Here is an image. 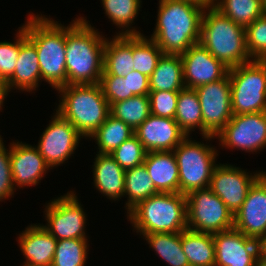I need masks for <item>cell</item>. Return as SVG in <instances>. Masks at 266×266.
<instances>
[{
    "label": "cell",
    "instance_id": "1",
    "mask_svg": "<svg viewBox=\"0 0 266 266\" xmlns=\"http://www.w3.org/2000/svg\"><path fill=\"white\" fill-rule=\"evenodd\" d=\"M105 36L78 17L66 27L67 85L97 84L103 73Z\"/></svg>",
    "mask_w": 266,
    "mask_h": 266
},
{
    "label": "cell",
    "instance_id": "2",
    "mask_svg": "<svg viewBox=\"0 0 266 266\" xmlns=\"http://www.w3.org/2000/svg\"><path fill=\"white\" fill-rule=\"evenodd\" d=\"M205 9L183 0H159L152 39L164 54L181 55L199 43Z\"/></svg>",
    "mask_w": 266,
    "mask_h": 266
},
{
    "label": "cell",
    "instance_id": "3",
    "mask_svg": "<svg viewBox=\"0 0 266 266\" xmlns=\"http://www.w3.org/2000/svg\"><path fill=\"white\" fill-rule=\"evenodd\" d=\"M26 24L27 38L35 45L39 58L41 82L55 90L67 85L66 26L45 15L29 13Z\"/></svg>",
    "mask_w": 266,
    "mask_h": 266
},
{
    "label": "cell",
    "instance_id": "4",
    "mask_svg": "<svg viewBox=\"0 0 266 266\" xmlns=\"http://www.w3.org/2000/svg\"><path fill=\"white\" fill-rule=\"evenodd\" d=\"M61 95L57 112L77 132L89 138L107 119L110 105L97 84H70L57 89Z\"/></svg>",
    "mask_w": 266,
    "mask_h": 266
},
{
    "label": "cell",
    "instance_id": "5",
    "mask_svg": "<svg viewBox=\"0 0 266 266\" xmlns=\"http://www.w3.org/2000/svg\"><path fill=\"white\" fill-rule=\"evenodd\" d=\"M127 217L140 235L180 233L187 229L186 195L159 192L139 202Z\"/></svg>",
    "mask_w": 266,
    "mask_h": 266
},
{
    "label": "cell",
    "instance_id": "6",
    "mask_svg": "<svg viewBox=\"0 0 266 266\" xmlns=\"http://www.w3.org/2000/svg\"><path fill=\"white\" fill-rule=\"evenodd\" d=\"M199 43L228 68L252 61L246 47L245 27L214 7L203 12Z\"/></svg>",
    "mask_w": 266,
    "mask_h": 266
},
{
    "label": "cell",
    "instance_id": "7",
    "mask_svg": "<svg viewBox=\"0 0 266 266\" xmlns=\"http://www.w3.org/2000/svg\"><path fill=\"white\" fill-rule=\"evenodd\" d=\"M233 115L266 111V60L229 68Z\"/></svg>",
    "mask_w": 266,
    "mask_h": 266
},
{
    "label": "cell",
    "instance_id": "8",
    "mask_svg": "<svg viewBox=\"0 0 266 266\" xmlns=\"http://www.w3.org/2000/svg\"><path fill=\"white\" fill-rule=\"evenodd\" d=\"M187 136L173 153L179 169V193L187 195L196 189L208 188L213 170L218 165L216 147L191 140Z\"/></svg>",
    "mask_w": 266,
    "mask_h": 266
},
{
    "label": "cell",
    "instance_id": "9",
    "mask_svg": "<svg viewBox=\"0 0 266 266\" xmlns=\"http://www.w3.org/2000/svg\"><path fill=\"white\" fill-rule=\"evenodd\" d=\"M186 202L187 229L214 234L234 228V214L209 187L189 192Z\"/></svg>",
    "mask_w": 266,
    "mask_h": 266
},
{
    "label": "cell",
    "instance_id": "10",
    "mask_svg": "<svg viewBox=\"0 0 266 266\" xmlns=\"http://www.w3.org/2000/svg\"><path fill=\"white\" fill-rule=\"evenodd\" d=\"M195 90L202 110V138L211 141L233 116L229 75Z\"/></svg>",
    "mask_w": 266,
    "mask_h": 266
},
{
    "label": "cell",
    "instance_id": "11",
    "mask_svg": "<svg viewBox=\"0 0 266 266\" xmlns=\"http://www.w3.org/2000/svg\"><path fill=\"white\" fill-rule=\"evenodd\" d=\"M52 200L45 205L44 214L48 223L42 227L57 241L87 239L85 226L88 219L76 193L69 191Z\"/></svg>",
    "mask_w": 266,
    "mask_h": 266
},
{
    "label": "cell",
    "instance_id": "12",
    "mask_svg": "<svg viewBox=\"0 0 266 266\" xmlns=\"http://www.w3.org/2000/svg\"><path fill=\"white\" fill-rule=\"evenodd\" d=\"M215 138L227 149L261 151L266 148V111L233 115Z\"/></svg>",
    "mask_w": 266,
    "mask_h": 266
},
{
    "label": "cell",
    "instance_id": "13",
    "mask_svg": "<svg viewBox=\"0 0 266 266\" xmlns=\"http://www.w3.org/2000/svg\"><path fill=\"white\" fill-rule=\"evenodd\" d=\"M49 122L36 147L45 163L53 169L69 160L83 137L57 111Z\"/></svg>",
    "mask_w": 266,
    "mask_h": 266
},
{
    "label": "cell",
    "instance_id": "14",
    "mask_svg": "<svg viewBox=\"0 0 266 266\" xmlns=\"http://www.w3.org/2000/svg\"><path fill=\"white\" fill-rule=\"evenodd\" d=\"M263 173L249 174L235 165L219 164L213 170L209 188L235 214L245 201L249 188Z\"/></svg>",
    "mask_w": 266,
    "mask_h": 266
},
{
    "label": "cell",
    "instance_id": "15",
    "mask_svg": "<svg viewBox=\"0 0 266 266\" xmlns=\"http://www.w3.org/2000/svg\"><path fill=\"white\" fill-rule=\"evenodd\" d=\"M215 266H257L260 242L235 228L214 233Z\"/></svg>",
    "mask_w": 266,
    "mask_h": 266
},
{
    "label": "cell",
    "instance_id": "16",
    "mask_svg": "<svg viewBox=\"0 0 266 266\" xmlns=\"http://www.w3.org/2000/svg\"><path fill=\"white\" fill-rule=\"evenodd\" d=\"M234 228L259 242L266 237V172L249 188L241 208L234 214Z\"/></svg>",
    "mask_w": 266,
    "mask_h": 266
},
{
    "label": "cell",
    "instance_id": "17",
    "mask_svg": "<svg viewBox=\"0 0 266 266\" xmlns=\"http://www.w3.org/2000/svg\"><path fill=\"white\" fill-rule=\"evenodd\" d=\"M180 56L185 88L195 89L223 79L228 74L229 68L200 43L192 45Z\"/></svg>",
    "mask_w": 266,
    "mask_h": 266
},
{
    "label": "cell",
    "instance_id": "18",
    "mask_svg": "<svg viewBox=\"0 0 266 266\" xmlns=\"http://www.w3.org/2000/svg\"><path fill=\"white\" fill-rule=\"evenodd\" d=\"M12 181L15 189L37 186L50 170L37 147L22 141L12 142L9 146Z\"/></svg>",
    "mask_w": 266,
    "mask_h": 266
},
{
    "label": "cell",
    "instance_id": "19",
    "mask_svg": "<svg viewBox=\"0 0 266 266\" xmlns=\"http://www.w3.org/2000/svg\"><path fill=\"white\" fill-rule=\"evenodd\" d=\"M147 152L173 151L187 135L172 118L150 116L135 130Z\"/></svg>",
    "mask_w": 266,
    "mask_h": 266
},
{
    "label": "cell",
    "instance_id": "20",
    "mask_svg": "<svg viewBox=\"0 0 266 266\" xmlns=\"http://www.w3.org/2000/svg\"><path fill=\"white\" fill-rule=\"evenodd\" d=\"M14 73L7 79L9 90L31 92L41 80L39 58L35 45L27 38L26 30L19 27V55ZM14 87V88H13Z\"/></svg>",
    "mask_w": 266,
    "mask_h": 266
},
{
    "label": "cell",
    "instance_id": "21",
    "mask_svg": "<svg viewBox=\"0 0 266 266\" xmlns=\"http://www.w3.org/2000/svg\"><path fill=\"white\" fill-rule=\"evenodd\" d=\"M20 250L25 259L22 266H51L57 240L48 233L42 224L26 227L18 236Z\"/></svg>",
    "mask_w": 266,
    "mask_h": 266
},
{
    "label": "cell",
    "instance_id": "22",
    "mask_svg": "<svg viewBox=\"0 0 266 266\" xmlns=\"http://www.w3.org/2000/svg\"><path fill=\"white\" fill-rule=\"evenodd\" d=\"M160 193H179V169L173 151L147 152L143 163Z\"/></svg>",
    "mask_w": 266,
    "mask_h": 266
},
{
    "label": "cell",
    "instance_id": "23",
    "mask_svg": "<svg viewBox=\"0 0 266 266\" xmlns=\"http://www.w3.org/2000/svg\"><path fill=\"white\" fill-rule=\"evenodd\" d=\"M94 186L110 200L124 197L125 170L110 154L97 153L93 162Z\"/></svg>",
    "mask_w": 266,
    "mask_h": 266
},
{
    "label": "cell",
    "instance_id": "24",
    "mask_svg": "<svg viewBox=\"0 0 266 266\" xmlns=\"http://www.w3.org/2000/svg\"><path fill=\"white\" fill-rule=\"evenodd\" d=\"M132 35H115L106 38L102 75L124 77L133 70Z\"/></svg>",
    "mask_w": 266,
    "mask_h": 266
},
{
    "label": "cell",
    "instance_id": "25",
    "mask_svg": "<svg viewBox=\"0 0 266 266\" xmlns=\"http://www.w3.org/2000/svg\"><path fill=\"white\" fill-rule=\"evenodd\" d=\"M150 92H179L185 88L180 55L163 54L149 77Z\"/></svg>",
    "mask_w": 266,
    "mask_h": 266
},
{
    "label": "cell",
    "instance_id": "26",
    "mask_svg": "<svg viewBox=\"0 0 266 266\" xmlns=\"http://www.w3.org/2000/svg\"><path fill=\"white\" fill-rule=\"evenodd\" d=\"M181 245L189 266H215L212 234L185 229L181 232Z\"/></svg>",
    "mask_w": 266,
    "mask_h": 266
},
{
    "label": "cell",
    "instance_id": "27",
    "mask_svg": "<svg viewBox=\"0 0 266 266\" xmlns=\"http://www.w3.org/2000/svg\"><path fill=\"white\" fill-rule=\"evenodd\" d=\"M135 134V131L122 120L111 114L105 122L89 137L98 145L100 154H111L119 145Z\"/></svg>",
    "mask_w": 266,
    "mask_h": 266
},
{
    "label": "cell",
    "instance_id": "28",
    "mask_svg": "<svg viewBox=\"0 0 266 266\" xmlns=\"http://www.w3.org/2000/svg\"><path fill=\"white\" fill-rule=\"evenodd\" d=\"M174 119L187 136L190 137L196 128L202 135V110L195 89L184 88L179 91Z\"/></svg>",
    "mask_w": 266,
    "mask_h": 266
},
{
    "label": "cell",
    "instance_id": "29",
    "mask_svg": "<svg viewBox=\"0 0 266 266\" xmlns=\"http://www.w3.org/2000/svg\"><path fill=\"white\" fill-rule=\"evenodd\" d=\"M143 239L169 266H189L181 245V232L144 234Z\"/></svg>",
    "mask_w": 266,
    "mask_h": 266
},
{
    "label": "cell",
    "instance_id": "30",
    "mask_svg": "<svg viewBox=\"0 0 266 266\" xmlns=\"http://www.w3.org/2000/svg\"><path fill=\"white\" fill-rule=\"evenodd\" d=\"M159 193L151 180L144 164L125 170V190L127 213L139 202Z\"/></svg>",
    "mask_w": 266,
    "mask_h": 266
},
{
    "label": "cell",
    "instance_id": "31",
    "mask_svg": "<svg viewBox=\"0 0 266 266\" xmlns=\"http://www.w3.org/2000/svg\"><path fill=\"white\" fill-rule=\"evenodd\" d=\"M106 16L115 26L122 28L117 35H142L130 27L141 8V0H101ZM132 28V29H131ZM125 29V30H124Z\"/></svg>",
    "mask_w": 266,
    "mask_h": 266
},
{
    "label": "cell",
    "instance_id": "32",
    "mask_svg": "<svg viewBox=\"0 0 266 266\" xmlns=\"http://www.w3.org/2000/svg\"><path fill=\"white\" fill-rule=\"evenodd\" d=\"M110 114L130 126L134 131L150 116L148 95H136L113 103Z\"/></svg>",
    "mask_w": 266,
    "mask_h": 266
},
{
    "label": "cell",
    "instance_id": "33",
    "mask_svg": "<svg viewBox=\"0 0 266 266\" xmlns=\"http://www.w3.org/2000/svg\"><path fill=\"white\" fill-rule=\"evenodd\" d=\"M214 8L245 28L264 15L261 0H215Z\"/></svg>",
    "mask_w": 266,
    "mask_h": 266
},
{
    "label": "cell",
    "instance_id": "34",
    "mask_svg": "<svg viewBox=\"0 0 266 266\" xmlns=\"http://www.w3.org/2000/svg\"><path fill=\"white\" fill-rule=\"evenodd\" d=\"M144 34L132 35L133 70L150 77L164 54L159 46Z\"/></svg>",
    "mask_w": 266,
    "mask_h": 266
},
{
    "label": "cell",
    "instance_id": "35",
    "mask_svg": "<svg viewBox=\"0 0 266 266\" xmlns=\"http://www.w3.org/2000/svg\"><path fill=\"white\" fill-rule=\"evenodd\" d=\"M88 247V239L59 240L51 266H85Z\"/></svg>",
    "mask_w": 266,
    "mask_h": 266
},
{
    "label": "cell",
    "instance_id": "36",
    "mask_svg": "<svg viewBox=\"0 0 266 266\" xmlns=\"http://www.w3.org/2000/svg\"><path fill=\"white\" fill-rule=\"evenodd\" d=\"M146 153L147 151L144 149L143 144L134 134L119 145L110 155L124 170H128L142 165Z\"/></svg>",
    "mask_w": 266,
    "mask_h": 266
},
{
    "label": "cell",
    "instance_id": "37",
    "mask_svg": "<svg viewBox=\"0 0 266 266\" xmlns=\"http://www.w3.org/2000/svg\"><path fill=\"white\" fill-rule=\"evenodd\" d=\"M246 47L252 60H266V15L245 28Z\"/></svg>",
    "mask_w": 266,
    "mask_h": 266
},
{
    "label": "cell",
    "instance_id": "38",
    "mask_svg": "<svg viewBox=\"0 0 266 266\" xmlns=\"http://www.w3.org/2000/svg\"><path fill=\"white\" fill-rule=\"evenodd\" d=\"M178 94L179 92L172 91L149 92L150 113L156 116L174 119Z\"/></svg>",
    "mask_w": 266,
    "mask_h": 266
},
{
    "label": "cell",
    "instance_id": "39",
    "mask_svg": "<svg viewBox=\"0 0 266 266\" xmlns=\"http://www.w3.org/2000/svg\"><path fill=\"white\" fill-rule=\"evenodd\" d=\"M99 85L110 106L113 103L128 99L127 79L124 77L102 75Z\"/></svg>",
    "mask_w": 266,
    "mask_h": 266
},
{
    "label": "cell",
    "instance_id": "40",
    "mask_svg": "<svg viewBox=\"0 0 266 266\" xmlns=\"http://www.w3.org/2000/svg\"><path fill=\"white\" fill-rule=\"evenodd\" d=\"M15 41L0 42V70L1 80L7 79L14 73L19 55V31L16 33Z\"/></svg>",
    "mask_w": 266,
    "mask_h": 266
},
{
    "label": "cell",
    "instance_id": "41",
    "mask_svg": "<svg viewBox=\"0 0 266 266\" xmlns=\"http://www.w3.org/2000/svg\"><path fill=\"white\" fill-rule=\"evenodd\" d=\"M4 142L0 143V202L12 197L16 189L12 181L10 151Z\"/></svg>",
    "mask_w": 266,
    "mask_h": 266
},
{
    "label": "cell",
    "instance_id": "42",
    "mask_svg": "<svg viewBox=\"0 0 266 266\" xmlns=\"http://www.w3.org/2000/svg\"><path fill=\"white\" fill-rule=\"evenodd\" d=\"M124 78L127 79L128 98L136 95L149 94V77L146 75L136 70H132L128 75H125Z\"/></svg>",
    "mask_w": 266,
    "mask_h": 266
},
{
    "label": "cell",
    "instance_id": "43",
    "mask_svg": "<svg viewBox=\"0 0 266 266\" xmlns=\"http://www.w3.org/2000/svg\"><path fill=\"white\" fill-rule=\"evenodd\" d=\"M9 92L10 90L8 88L7 81L0 80V111L4 106L3 103H5V98L8 96Z\"/></svg>",
    "mask_w": 266,
    "mask_h": 266
},
{
    "label": "cell",
    "instance_id": "44",
    "mask_svg": "<svg viewBox=\"0 0 266 266\" xmlns=\"http://www.w3.org/2000/svg\"><path fill=\"white\" fill-rule=\"evenodd\" d=\"M195 4L203 9L214 7L215 0H183Z\"/></svg>",
    "mask_w": 266,
    "mask_h": 266
},
{
    "label": "cell",
    "instance_id": "45",
    "mask_svg": "<svg viewBox=\"0 0 266 266\" xmlns=\"http://www.w3.org/2000/svg\"><path fill=\"white\" fill-rule=\"evenodd\" d=\"M257 266H266V255L259 251L257 256Z\"/></svg>",
    "mask_w": 266,
    "mask_h": 266
},
{
    "label": "cell",
    "instance_id": "46",
    "mask_svg": "<svg viewBox=\"0 0 266 266\" xmlns=\"http://www.w3.org/2000/svg\"><path fill=\"white\" fill-rule=\"evenodd\" d=\"M260 251L266 255V237L260 241Z\"/></svg>",
    "mask_w": 266,
    "mask_h": 266
},
{
    "label": "cell",
    "instance_id": "47",
    "mask_svg": "<svg viewBox=\"0 0 266 266\" xmlns=\"http://www.w3.org/2000/svg\"><path fill=\"white\" fill-rule=\"evenodd\" d=\"M261 4H262L264 15H266V0H261Z\"/></svg>",
    "mask_w": 266,
    "mask_h": 266
},
{
    "label": "cell",
    "instance_id": "48",
    "mask_svg": "<svg viewBox=\"0 0 266 266\" xmlns=\"http://www.w3.org/2000/svg\"><path fill=\"white\" fill-rule=\"evenodd\" d=\"M3 141V138L1 137V135H0V143Z\"/></svg>",
    "mask_w": 266,
    "mask_h": 266
}]
</instances>
